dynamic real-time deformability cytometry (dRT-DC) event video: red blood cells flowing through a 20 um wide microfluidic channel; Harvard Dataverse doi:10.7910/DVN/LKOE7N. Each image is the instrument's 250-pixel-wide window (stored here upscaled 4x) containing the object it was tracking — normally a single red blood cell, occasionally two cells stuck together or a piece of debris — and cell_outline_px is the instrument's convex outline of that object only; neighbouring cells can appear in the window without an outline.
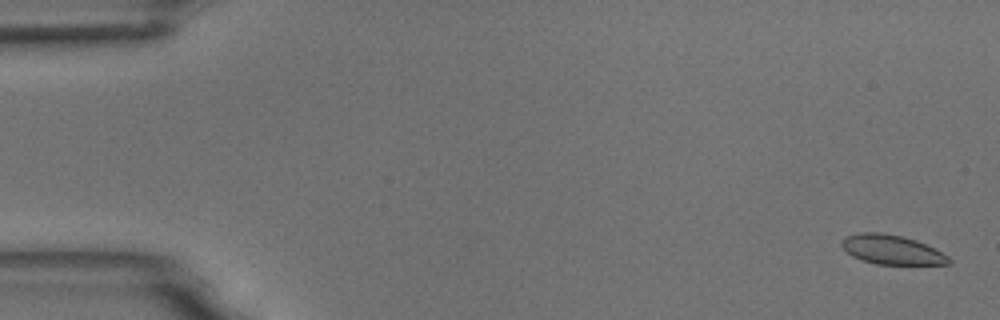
{"species": "common noctule bat (a hibernating species)", "species_latin": "Nyctalus noctula", "temperature_condition": "room temperature", "stored_images_in_passage": 5, "camera_frame_rate_fps": 3000, "um_per_image_px": 0.085, "animal": {"sex": "male", "body_mass_g": 18.8}, "frame": {"image": 1, "passage_image": 1, "time_ms": 0.0, "image_size_px": [1000, 320], "cell_outline_px": [[952, 260], [948, 264], [876, 264], [852, 256], [840, 244], [840, 240], [848, 236], [860, 232], [884, 232], [904, 236], [916, 240], [948, 256]], "centroid_in_image_um": [75.77, 21.21], "position_along_channel_um": 9.2, "area_um2": 18.15}}
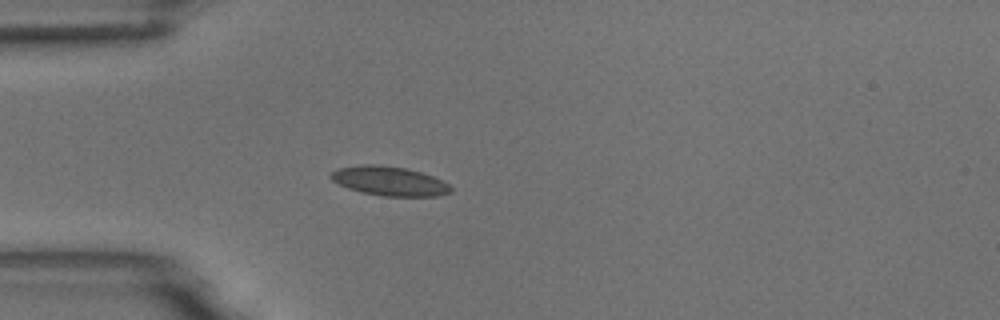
{"frame": {"image": 2, "passage_image": 5, "time_ms": 4.667, "image_size_px": [1000, 320], "cell_outline_px": [[452, 192], [436, 196], [380, 196], [348, 188], [332, 180], [328, 176], [332, 172], [340, 168], [360, 164], [376, 164], [408, 168], [432, 176], [448, 184], [452, 188]], "centroid_in_image_um": [33.09, 15.38], "position_along_channel_um": 51.9, "area_um2": 20.35}}